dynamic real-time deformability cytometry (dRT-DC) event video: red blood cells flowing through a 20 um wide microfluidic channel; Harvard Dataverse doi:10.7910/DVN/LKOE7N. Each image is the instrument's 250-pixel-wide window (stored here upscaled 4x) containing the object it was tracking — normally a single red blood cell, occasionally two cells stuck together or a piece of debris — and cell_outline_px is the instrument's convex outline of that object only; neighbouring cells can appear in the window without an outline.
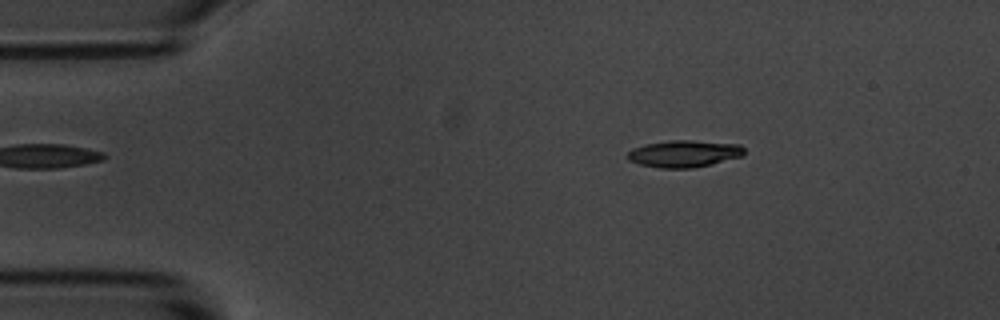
{"species": "common noctule bat (a hibernating species)", "species_latin": "Nyctalus noctula", "temperature_condition": "room temperature", "stored_images_in_passage": 4, "camera_frame_rate_fps": 3000, "um_per_image_px": 0.085, "animal": {"sex": "male", "body_mass_g": 20.1, "forearm_length_mm": 53.5}, "frame": {"image": 1, "passage_image": 2, "time_ms": 0.333, "image_size_px": [1000, 320], "cell_outline_px": [[744, 156], [692, 168], [660, 168], [640, 164], [628, 160], [628, 152], [632, 148], [644, 144], [672, 140], [688, 140], [740, 144], [744, 148]], "centroid_in_image_um": [58.15, 13.06], "position_along_channel_um": 26.9, "area_um2": 18.26}}
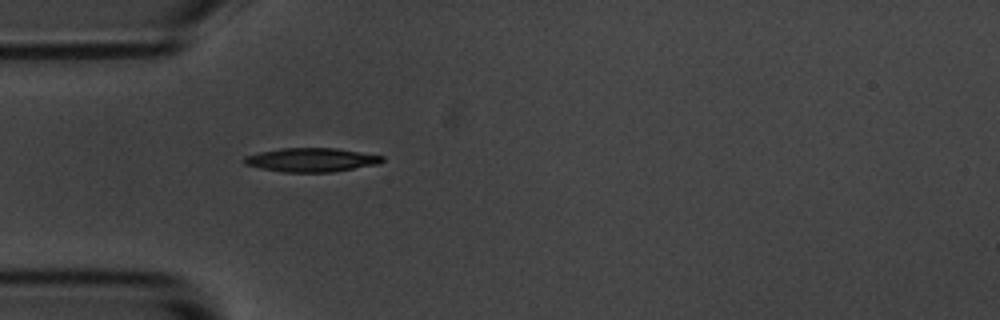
{"frame": {"image": 2, "passage_image": 4, "time_ms": 1.0, "image_size_px": [1000, 320], "cell_outline_px": [[384, 160], [380, 164], [332, 172], [284, 172], [244, 164], [240, 160], [244, 156], [260, 152], [280, 148], [336, 148], [384, 156]], "centroid_in_image_um": [26.47, 13.58], "position_along_channel_um": 58.5, "area_um2": 19.19}}